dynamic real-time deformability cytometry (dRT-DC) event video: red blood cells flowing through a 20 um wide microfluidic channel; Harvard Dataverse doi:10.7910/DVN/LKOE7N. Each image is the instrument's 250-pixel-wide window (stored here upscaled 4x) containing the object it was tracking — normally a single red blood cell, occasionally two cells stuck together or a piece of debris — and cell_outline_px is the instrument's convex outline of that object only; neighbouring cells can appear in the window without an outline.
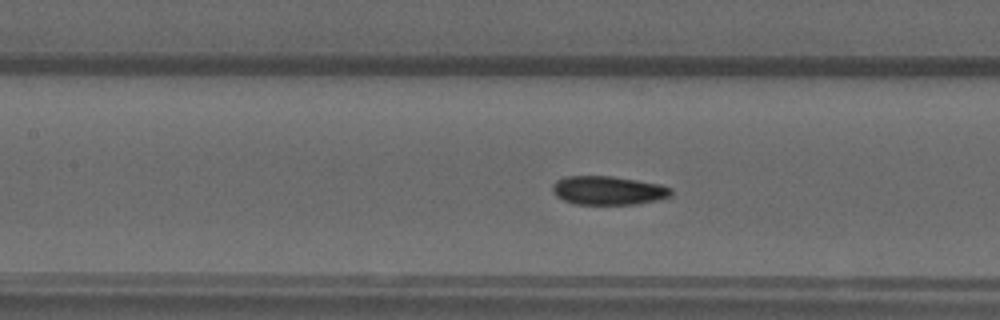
{"species": "common noctule bat (a hibernating species)", "species_latin": "Nyctalus noctula", "temperature_condition": "warm", "stored_images_in_passage": 53, "camera_frame_rate_fps": 3000, "um_per_image_px": 0.085, "animal": {"sex": "male", "forearm_length_mm": 52.5}, "frame": {"image": 1, "passage_image": 24, "time_ms": 7.667, "image_size_px": [1000, 320], "cell_outline_px": [[672, 196], [656, 200], [636, 204], [576, 204], [564, 200], [556, 196], [552, 192], [552, 184], [556, 180], [564, 176], [612, 176], [660, 184], [672, 188]], "centroid_in_image_um": [51.68, 16.18], "position_along_channel_um": 155.7, "area_um2": 19.94}}
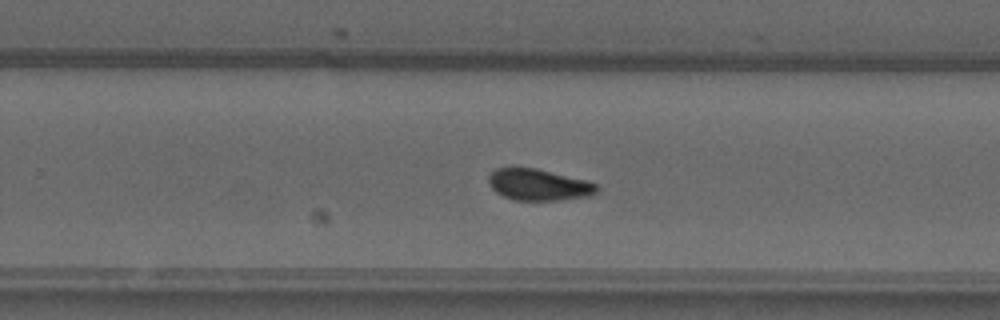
{"frame": {"image": 2, "passage_image": 34, "time_ms": 11.0, "image_size_px": [1000, 320], "cell_outline_px": [[600, 188], [592, 196], [564, 200], [516, 200], [504, 196], [496, 192], [488, 184], [488, 176], [496, 168], [536, 168], [588, 180], [596, 184]], "centroid_in_image_um": [45.83, 15.71], "position_along_channel_um": 284.0, "area_um2": 20.0}}
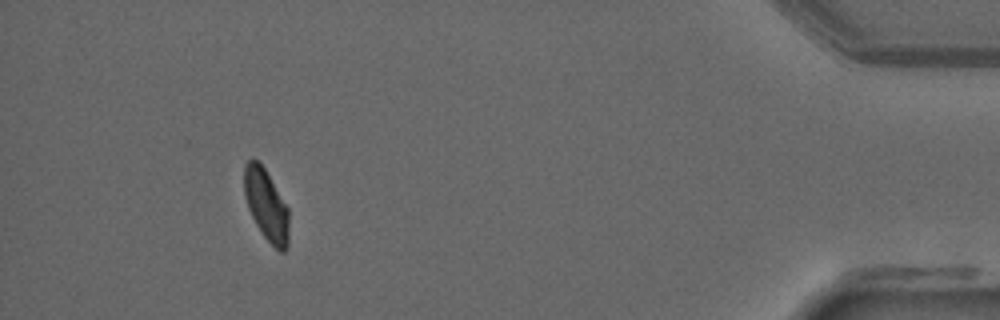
{"frame": {"image": 3, "passage_image": 49, "time_ms": 16.0, "image_size_px": [1000, 320], "cell_outline_px": [[288, 248], [284, 252], [280, 252], [264, 236], [256, 224], [248, 208], [244, 196], [244, 164], [252, 156], [264, 168], [288, 208]], "centroid_in_image_um": [22.61, 17.41], "position_along_channel_um": 412.6, "area_um2": 18.44}, "authors_computed_cell_mechanics": {"area_um2": 19.7676, "velocity_mm_per_s": 3.8692, "shape_relaxation_time_tau1_ms": null, "shape_relaxation_time_tau2_ms": 5.3997, "deformation_change_tau1": null, "deformation_change_tau2": 0.0786}}